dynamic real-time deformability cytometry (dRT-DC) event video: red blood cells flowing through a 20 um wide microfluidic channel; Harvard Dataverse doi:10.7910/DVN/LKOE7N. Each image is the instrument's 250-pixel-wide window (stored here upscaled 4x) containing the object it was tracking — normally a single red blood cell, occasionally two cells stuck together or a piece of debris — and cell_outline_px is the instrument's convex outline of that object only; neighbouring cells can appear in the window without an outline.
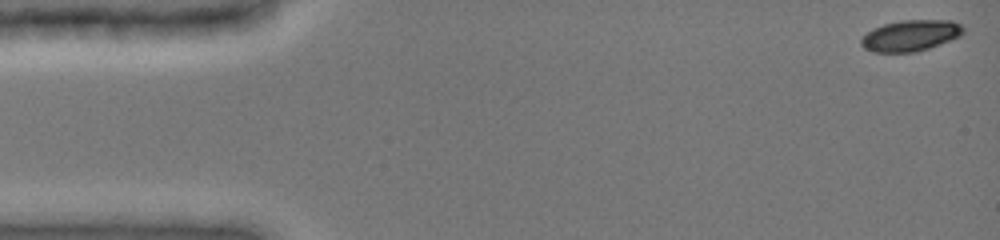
{"species": "common noctule bat (a hibernating species)", "species_latin": "Nyctalus noctula", "temperature_condition": "cold", "stored_images_in_passage": 61, "camera_frame_rate_fps": 3000, "um_per_image_px": 0.085, "animal": {"sex": "female", "body_mass_g": 19.0, "forearm_length_mm": 51.5}, "frame": {"image": 1, "passage_image": 1, "time_ms": 0.0, "image_size_px": [1000, 240], "cell_outline_px": [[964, 32], [960, 36], [928, 48], [916, 52], [872, 52], [864, 48], [860, 44], [860, 40], [872, 28], [884, 24], [900, 20], [952, 20], [960, 24], [964, 28]], "centroid_in_image_um": [77.39, 3.02], "position_along_channel_um": 7.6, "area_um2": 18.5}}
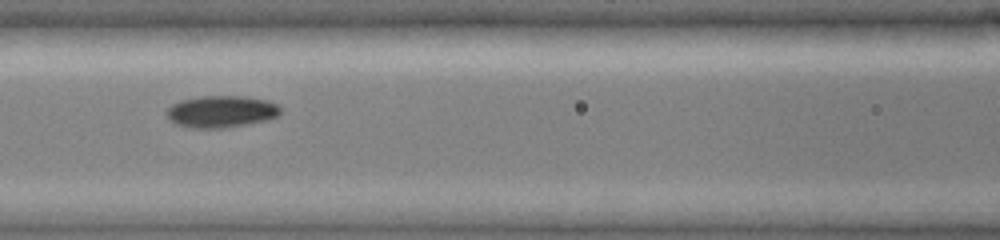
{"frame": {"image": 2, "passage_image": 27, "time_ms": 6.667, "image_size_px": [1000, 240], "cell_outline_px": [[280, 112], [276, 116], [268, 120], [248, 124], [220, 128], [192, 128], [176, 124], [168, 120], [164, 112], [172, 104], [180, 100], [200, 96], [244, 96], [268, 100], [276, 104], [280, 108]], "centroid_in_image_um": [18.76, 9.48], "position_along_channel_um": 147.8, "area_um2": 21.33}}
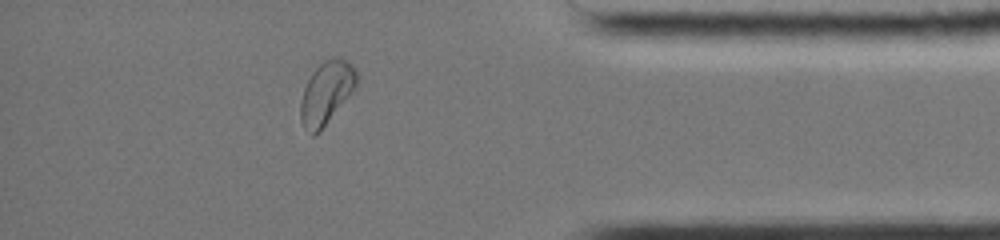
{"frame": {"image": 3, "passage_image": 53, "time_ms": 13.667, "image_size_px": [1000, 240], "cell_outline_px": [[360, 76], [352, 92], [320, 132], [312, 136], [304, 128], [300, 120], [300, 100], [304, 88], [312, 72], [324, 60], [332, 56], [340, 56], [348, 60], [356, 68]], "centroid_in_image_um": [27.76, 7.85], "position_along_channel_um": 407.4, "area_um2": 20.92}, "authors_computed_cell_mechanics": {"area_um2": 20.3456, "velocity_mm_per_s": 3.935, "shape_relaxation_time_tau1_ms": 3.4885, "shape_relaxation_time_tau2_ms": null, "deformation_change_tau1": 0.1077, "deformation_change_tau2": null}}